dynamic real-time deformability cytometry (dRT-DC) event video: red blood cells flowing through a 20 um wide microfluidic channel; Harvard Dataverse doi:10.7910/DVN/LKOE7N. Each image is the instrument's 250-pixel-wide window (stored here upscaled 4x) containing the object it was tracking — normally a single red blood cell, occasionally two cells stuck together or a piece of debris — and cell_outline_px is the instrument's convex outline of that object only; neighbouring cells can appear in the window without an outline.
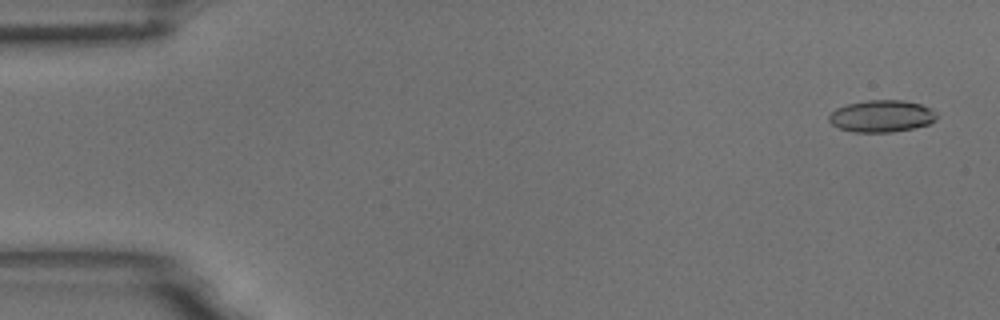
{"species": "common noctule bat (a hibernating species)", "species_latin": "Nyctalus noctula", "temperature_condition": "room temperature", "stored_images_in_passage": 5, "camera_frame_rate_fps": 3000, "um_per_image_px": 0.085, "animal": {"sex": "male", "body_mass_g": 18.8}, "frame": {"image": 1, "passage_image": 1, "time_ms": 0.0, "image_size_px": [1000, 320], "cell_outline_px": [[936, 120], [928, 124], [912, 128], [892, 132], [856, 132], [840, 128], [832, 124], [828, 120], [828, 116], [836, 108], [848, 104], [868, 100], [904, 100], [920, 104], [932, 108], [936, 112]], "centroid_in_image_um": [74.95, 9.86], "position_along_channel_um": 10.1, "area_um2": 20.0}}
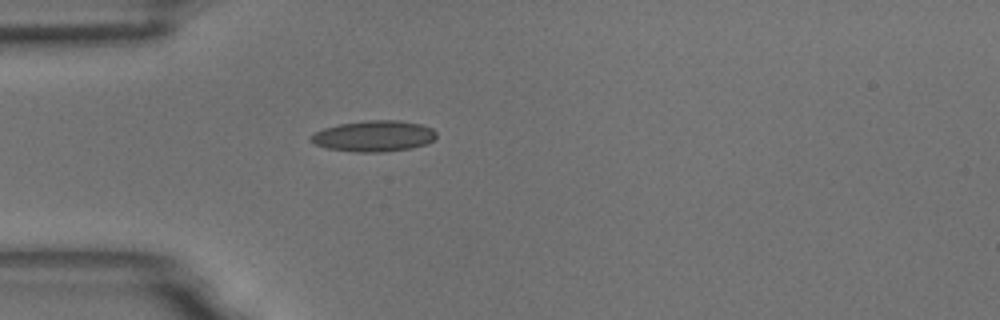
{"frame": {"image": 2, "passage_image": 5, "time_ms": 1.333, "image_size_px": [1000, 320], "cell_outline_px": [[436, 136], [428, 144], [412, 148], [384, 152], [356, 152], [328, 148], [316, 144], [308, 140], [308, 136], [312, 132], [324, 128], [340, 124], [368, 120], [400, 120], [420, 124], [432, 128], [436, 132]], "centroid_in_image_um": [31.76, 11.57], "position_along_channel_um": 53.2, "area_um2": 22.83}}